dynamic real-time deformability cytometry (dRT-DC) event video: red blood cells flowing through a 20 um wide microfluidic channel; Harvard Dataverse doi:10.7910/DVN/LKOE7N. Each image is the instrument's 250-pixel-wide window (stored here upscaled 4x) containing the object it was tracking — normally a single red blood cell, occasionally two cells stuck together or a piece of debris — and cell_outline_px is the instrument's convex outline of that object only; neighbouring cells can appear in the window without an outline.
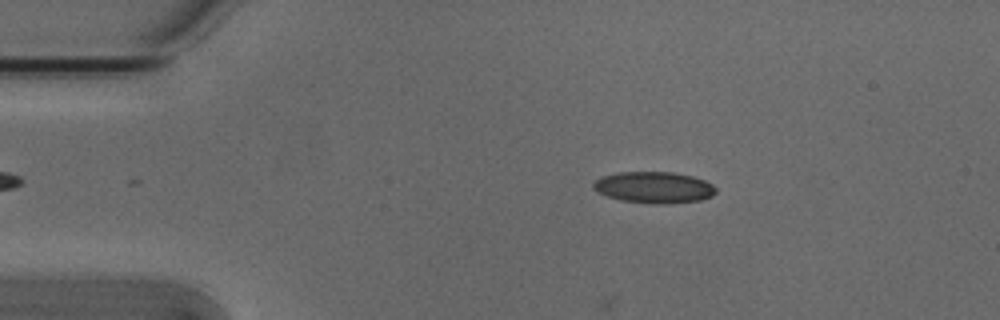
{"species": "Egyptian fruit bat (a non-hibernating species)", "species_latin": "Rousettus aegyptiacus", "temperature_condition": "cold", "stored_images_in_passage": 5, "camera_frame_rate_fps": 3000, "um_per_image_px": 0.085, "animal": {"sex": "male"}, "frame": {"image": 1, "passage_image": 2, "time_ms": 0.333, "image_size_px": [1000, 320], "cell_outline_px": [[716, 192], [712, 196], [700, 200], [664, 204], [652, 204], [620, 200], [596, 192], [592, 188], [592, 184], [600, 176], [620, 172], [672, 172], [692, 176], [704, 180], [712, 184], [716, 188]], "centroid_in_image_um": [55.56, 15.93], "position_along_channel_um": 29.4, "area_um2": 22.54}}
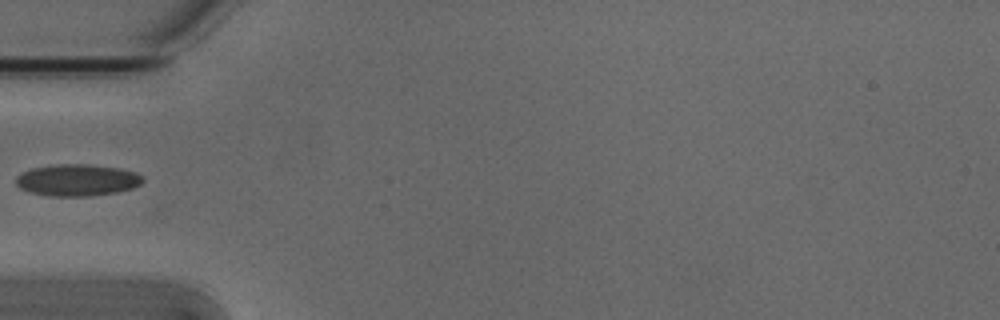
{"frame": {"image": 2, "passage_image": 4, "time_ms": 1.0, "image_size_px": [1000, 320], "cell_outline_px": [[144, 180], [140, 184], [132, 188], [116, 192], [88, 196], [48, 196], [28, 192], [20, 188], [16, 184], [16, 176], [20, 172], [32, 168], [56, 164], [88, 164], [120, 168], [136, 172], [144, 176]], "centroid_in_image_um": [6.55, 15.3], "position_along_channel_um": 78.5, "area_um2": 23.7}}
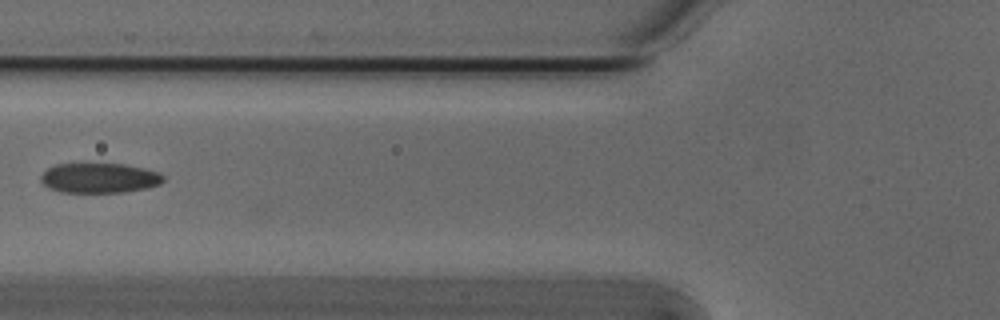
{"frame": {"image": 3, "passage_image": 5, "time_ms": 1.333, "image_size_px": [1000, 320], "cell_outline_px": [[164, 180], [160, 184], [148, 188], [124, 192], [60, 192], [48, 188], [40, 180], [40, 176], [48, 168], [56, 164], [124, 164], [144, 168], [160, 172], [164, 176]], "centroid_in_image_um": [8.46, 15.13], "position_along_channel_um": 117.3, "area_um2": 21.44}}